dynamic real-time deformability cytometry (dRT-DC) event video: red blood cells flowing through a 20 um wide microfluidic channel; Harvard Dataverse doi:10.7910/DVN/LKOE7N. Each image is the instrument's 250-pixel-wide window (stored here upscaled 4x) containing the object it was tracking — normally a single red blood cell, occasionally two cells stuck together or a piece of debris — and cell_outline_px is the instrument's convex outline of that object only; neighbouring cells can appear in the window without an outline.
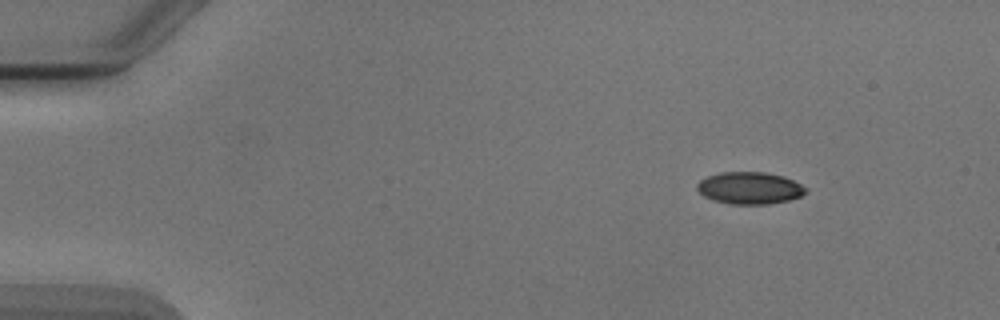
{"species": "Egyptian fruit bat (a non-hibernating species)", "species_latin": "Rousettus aegyptiacus", "temperature_condition": "cold", "stored_images_in_passage": 7, "camera_frame_rate_fps": 3000, "um_per_image_px": 0.085, "animal": {"sex": "male"}, "frame": {"image": 1, "passage_image": 1, "time_ms": 0.0, "image_size_px": [1000, 320], "cell_outline_px": [[808, 188], [800, 196], [788, 200], [768, 204], [732, 204], [712, 200], [704, 196], [696, 188], [696, 184], [700, 180], [708, 176], [720, 172], [764, 172], [784, 176]], "centroid_in_image_um": [63.69, 15.98], "position_along_channel_um": 21.3, "area_um2": 20.23}}
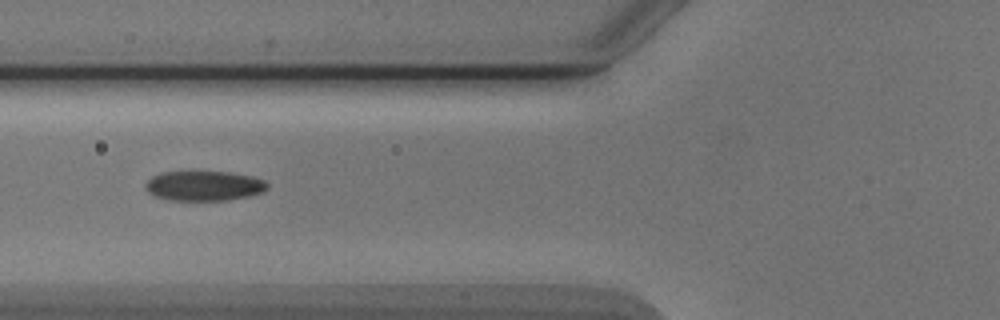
{"frame": {"image": 2, "passage_image": 5, "time_ms": 4.667, "image_size_px": [1000, 320], "cell_outline_px": [[268, 188], [264, 192], [248, 196], [228, 200], [172, 200], [152, 196], [144, 188], [144, 184], [152, 176], [160, 172], [232, 172], [252, 176], [264, 180], [268, 184]], "centroid_in_image_um": [17.33, 15.79], "position_along_channel_um": 108.5, "area_um2": 21.39}}
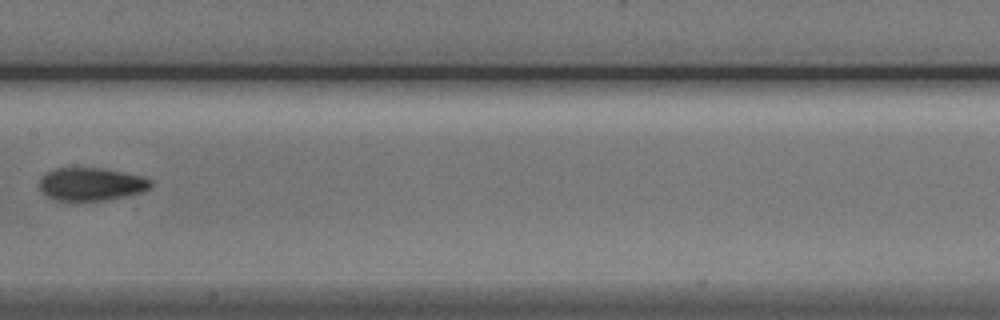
{"frame": {"image": 3, "passage_image": 7, "time_ms": 7.0, "image_size_px": [1000, 320], "cell_outline_px": [[152, 188], [140, 192], [124, 196], [104, 200], [76, 204], [52, 200], [40, 188], [40, 180], [48, 172], [56, 168], [104, 168], [140, 176], [152, 180]], "centroid_in_image_um": [7.73, 15.7], "position_along_channel_um": 199.7, "area_um2": 21.79}}